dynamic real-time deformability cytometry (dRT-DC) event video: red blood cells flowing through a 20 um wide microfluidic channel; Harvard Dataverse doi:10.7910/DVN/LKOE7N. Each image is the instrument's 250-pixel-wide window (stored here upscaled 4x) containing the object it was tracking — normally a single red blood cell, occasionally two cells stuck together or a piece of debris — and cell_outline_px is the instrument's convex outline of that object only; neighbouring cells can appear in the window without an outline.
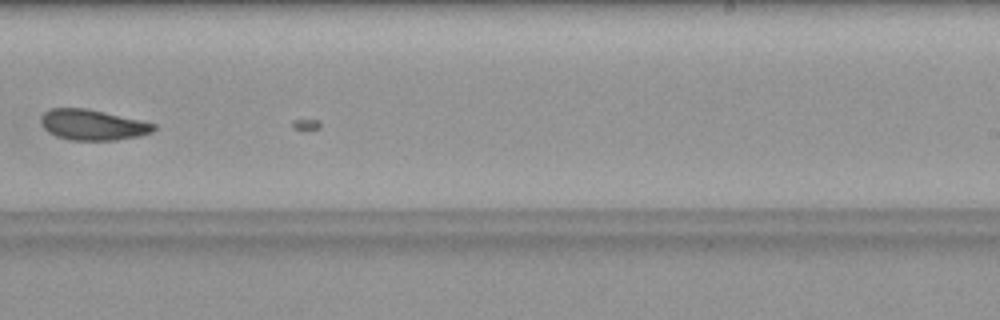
{"species": "common noctule bat (a hibernating species)", "species_latin": "Nyctalus noctula", "temperature_condition": "warm", "stored_images_in_passage": 16, "camera_frame_rate_fps": 3000, "um_per_image_px": 0.085, "animal": {"sex": "female", "body_mass_g": 19.9}, "frame": {"image": 1, "passage_image": 15, "time_ms": 4.667, "image_size_px": [1000, 320], "cell_outline_px": [[156, 128], [152, 132], [140, 136], [116, 140], [72, 140], [56, 136], [48, 132], [44, 128], [40, 120], [40, 116], [44, 112], [52, 108], [84, 108], [104, 112], [140, 120], [156, 124]], "centroid_in_image_um": [7.87, 10.61], "position_along_channel_um": 281.1, "area_um2": 20.06}}